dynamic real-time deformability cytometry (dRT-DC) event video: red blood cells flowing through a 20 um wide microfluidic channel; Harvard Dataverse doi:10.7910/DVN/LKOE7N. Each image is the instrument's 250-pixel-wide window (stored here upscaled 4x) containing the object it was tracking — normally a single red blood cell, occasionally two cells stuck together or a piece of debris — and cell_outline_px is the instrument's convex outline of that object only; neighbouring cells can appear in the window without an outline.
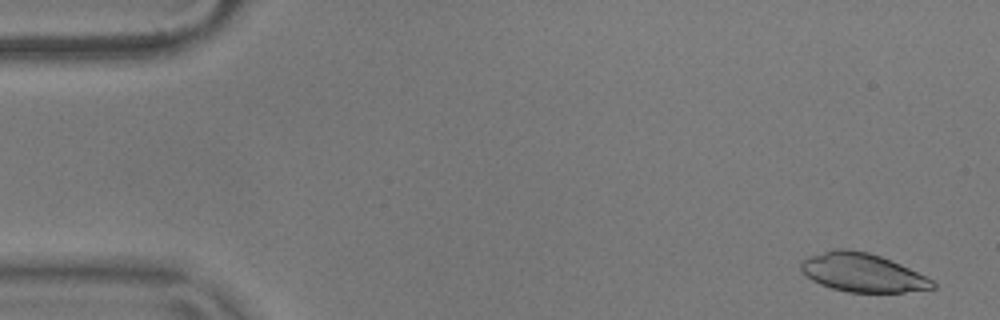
{"species": "common noctule bat (a hibernating species)", "species_latin": "Nyctalus noctula", "temperature_condition": "warm", "stored_images_in_passage": 14, "camera_frame_rate_fps": 3000, "um_per_image_px": 0.085, "animal": {"sex": "male", "body_mass_g": 17.9}, "frame": {"image": 1, "passage_image": 3, "time_ms": 0.667, "image_size_px": [1000, 320], "cell_outline_px": [[936, 288], [904, 292], [848, 292], [832, 288], [820, 284], [812, 280], [800, 268], [800, 264], [808, 256], [836, 248], [848, 248], [868, 252], [880, 256], [900, 264], [932, 280], [936, 284]], "centroid_in_image_um": [73.3, 23.16], "position_along_channel_um": 11.7, "area_um2": 29.3}}